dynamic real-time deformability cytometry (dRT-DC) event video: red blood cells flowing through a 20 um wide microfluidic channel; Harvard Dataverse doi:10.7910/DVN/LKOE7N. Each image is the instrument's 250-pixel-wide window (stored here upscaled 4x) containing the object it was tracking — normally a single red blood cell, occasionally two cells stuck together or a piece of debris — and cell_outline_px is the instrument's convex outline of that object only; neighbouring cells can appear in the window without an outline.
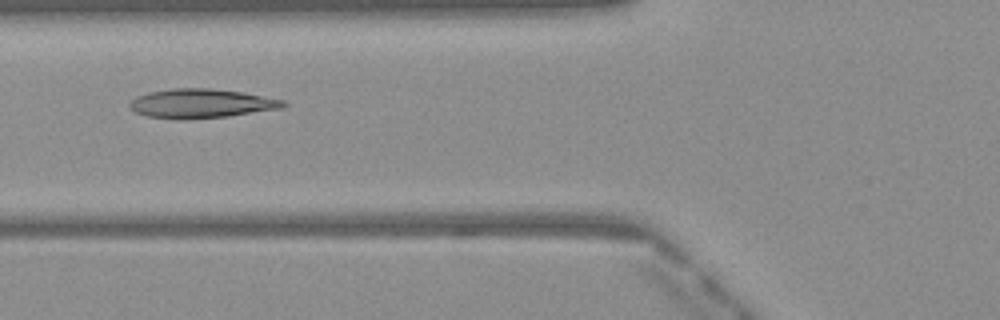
{"species": "Egyptian fruit bat (a non-hibernating species)", "species_latin": "Rousettus aegyptiacus", "temperature_condition": "warm", "stored_images_in_passage": 41, "camera_frame_rate_fps": 3000, "um_per_image_px": 0.085, "frame": {"image": 1, "passage_image": 11, "time_ms": 3.333, "image_size_px": [1000, 320], "cell_outline_px": [[288, 104], [284, 108], [228, 116], [148, 116], [136, 112], [128, 108], [128, 104], [136, 96], [148, 92], [172, 88], [212, 88], [240, 92], [284, 100]], "centroid_in_image_um": [17.14, 8.74], "position_along_channel_um": 108.7, "area_um2": 25.03}}
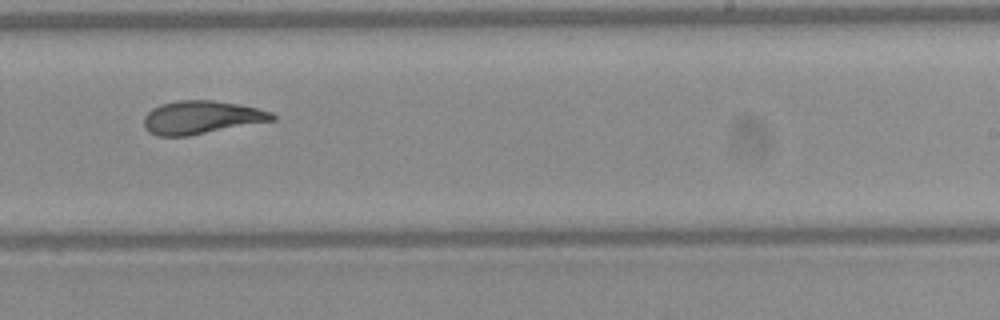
{"frame": {"image": 2, "passage_image": 23, "time_ms": 7.333, "image_size_px": [1000, 320], "cell_outline_px": [[276, 120], [188, 136], [156, 136], [148, 132], [144, 128], [144, 116], [152, 108], [160, 104], [176, 100], [212, 100], [236, 104], [256, 108], [272, 112], [276, 116]], "centroid_in_image_um": [17.09, 9.98], "position_along_channel_um": 271.9, "area_um2": 24.91}}
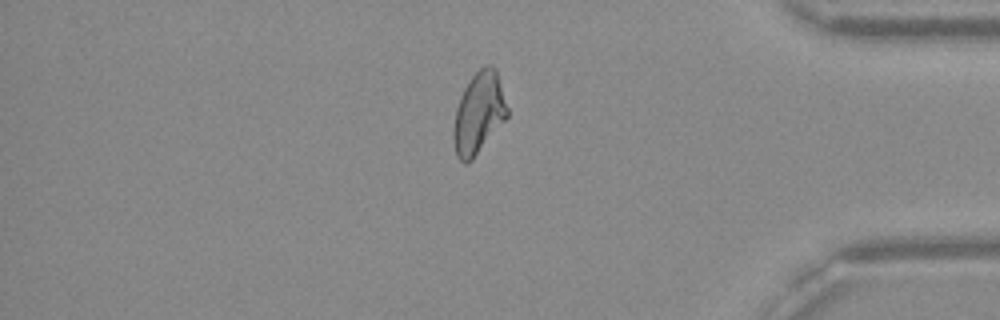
{"frame": {"image": 3, "passage_image": 34, "time_ms": 11.0, "image_size_px": [1000, 320], "cell_outline_px": [[508, 116], [472, 160], [464, 164], [456, 156], [452, 136], [452, 132], [456, 108], [464, 88], [472, 76], [484, 64], [492, 64], [496, 68], [508, 108]], "centroid_in_image_um": [40.68, 9.61], "position_along_channel_um": 394.5, "area_um2": 25.55}, "authors_computed_cell_mechanics": {"area_um2": 25.143, "velocity_mm_per_s": 4.0739, "shape_relaxation_time_tau1_ms": 8.8266, "shape_relaxation_time_tau2_ms": 2.3072, "deformation_change_tau1": 0.2456, "deformation_change_tau2": 0.0726}}